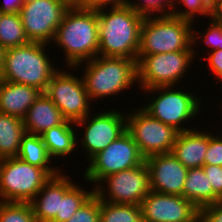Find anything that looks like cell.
<instances>
[{"label": "cell", "instance_id": "35", "mask_svg": "<svg viewBox=\"0 0 222 222\" xmlns=\"http://www.w3.org/2000/svg\"><path fill=\"white\" fill-rule=\"evenodd\" d=\"M208 57H203L205 61L207 60L209 65V71L213 72L215 75V78L219 83L222 82V50L217 49L214 51H211L207 55Z\"/></svg>", "mask_w": 222, "mask_h": 222}, {"label": "cell", "instance_id": "42", "mask_svg": "<svg viewBox=\"0 0 222 222\" xmlns=\"http://www.w3.org/2000/svg\"><path fill=\"white\" fill-rule=\"evenodd\" d=\"M215 204L218 206V207H221L222 208V193L217 196V200L215 202Z\"/></svg>", "mask_w": 222, "mask_h": 222}, {"label": "cell", "instance_id": "40", "mask_svg": "<svg viewBox=\"0 0 222 222\" xmlns=\"http://www.w3.org/2000/svg\"><path fill=\"white\" fill-rule=\"evenodd\" d=\"M68 8H85L86 0H60Z\"/></svg>", "mask_w": 222, "mask_h": 222}, {"label": "cell", "instance_id": "29", "mask_svg": "<svg viewBox=\"0 0 222 222\" xmlns=\"http://www.w3.org/2000/svg\"><path fill=\"white\" fill-rule=\"evenodd\" d=\"M0 222H37L30 203L0 201Z\"/></svg>", "mask_w": 222, "mask_h": 222}, {"label": "cell", "instance_id": "15", "mask_svg": "<svg viewBox=\"0 0 222 222\" xmlns=\"http://www.w3.org/2000/svg\"><path fill=\"white\" fill-rule=\"evenodd\" d=\"M140 207L143 222H200V210L183 196L151 190Z\"/></svg>", "mask_w": 222, "mask_h": 222}, {"label": "cell", "instance_id": "39", "mask_svg": "<svg viewBox=\"0 0 222 222\" xmlns=\"http://www.w3.org/2000/svg\"><path fill=\"white\" fill-rule=\"evenodd\" d=\"M210 17L213 21L222 24V0H218L215 7L210 11Z\"/></svg>", "mask_w": 222, "mask_h": 222}, {"label": "cell", "instance_id": "14", "mask_svg": "<svg viewBox=\"0 0 222 222\" xmlns=\"http://www.w3.org/2000/svg\"><path fill=\"white\" fill-rule=\"evenodd\" d=\"M68 9L60 0L25 2L19 15L28 40L51 45Z\"/></svg>", "mask_w": 222, "mask_h": 222}, {"label": "cell", "instance_id": "5", "mask_svg": "<svg viewBox=\"0 0 222 222\" xmlns=\"http://www.w3.org/2000/svg\"><path fill=\"white\" fill-rule=\"evenodd\" d=\"M182 90L176 86H160L141 90L146 93L144 95L147 97L145 104L141 107L152 117L173 127L178 132L196 128L194 126L186 128L184 123L187 121L193 123L192 119L196 120L194 118L199 117L197 114L201 113L200 108L204 104L202 97H198L192 90L190 92Z\"/></svg>", "mask_w": 222, "mask_h": 222}, {"label": "cell", "instance_id": "2", "mask_svg": "<svg viewBox=\"0 0 222 222\" xmlns=\"http://www.w3.org/2000/svg\"><path fill=\"white\" fill-rule=\"evenodd\" d=\"M98 55L137 60L144 17L129 5L97 11Z\"/></svg>", "mask_w": 222, "mask_h": 222}, {"label": "cell", "instance_id": "3", "mask_svg": "<svg viewBox=\"0 0 222 222\" xmlns=\"http://www.w3.org/2000/svg\"><path fill=\"white\" fill-rule=\"evenodd\" d=\"M77 68H84L81 76L92 102L121 95L138 83L137 60L134 59L98 55Z\"/></svg>", "mask_w": 222, "mask_h": 222}, {"label": "cell", "instance_id": "7", "mask_svg": "<svg viewBox=\"0 0 222 222\" xmlns=\"http://www.w3.org/2000/svg\"><path fill=\"white\" fill-rule=\"evenodd\" d=\"M196 48H193L194 51L143 55L137 61L139 90L180 85L184 75L191 70L195 56H198Z\"/></svg>", "mask_w": 222, "mask_h": 222}, {"label": "cell", "instance_id": "37", "mask_svg": "<svg viewBox=\"0 0 222 222\" xmlns=\"http://www.w3.org/2000/svg\"><path fill=\"white\" fill-rule=\"evenodd\" d=\"M200 222H222V208L215 203L200 210Z\"/></svg>", "mask_w": 222, "mask_h": 222}, {"label": "cell", "instance_id": "38", "mask_svg": "<svg viewBox=\"0 0 222 222\" xmlns=\"http://www.w3.org/2000/svg\"><path fill=\"white\" fill-rule=\"evenodd\" d=\"M1 13H20L21 7L25 3L24 0H4L0 2Z\"/></svg>", "mask_w": 222, "mask_h": 222}, {"label": "cell", "instance_id": "1", "mask_svg": "<svg viewBox=\"0 0 222 222\" xmlns=\"http://www.w3.org/2000/svg\"><path fill=\"white\" fill-rule=\"evenodd\" d=\"M60 47L65 58L63 65L76 67L98 56L99 34L97 11L69 8L56 30L51 45Z\"/></svg>", "mask_w": 222, "mask_h": 222}, {"label": "cell", "instance_id": "9", "mask_svg": "<svg viewBox=\"0 0 222 222\" xmlns=\"http://www.w3.org/2000/svg\"><path fill=\"white\" fill-rule=\"evenodd\" d=\"M66 68L65 71L59 67L44 93L58 107L66 120L76 122L93 112V102L87 93L82 76H76L75 72L69 73L70 70L74 71L75 67Z\"/></svg>", "mask_w": 222, "mask_h": 222}, {"label": "cell", "instance_id": "8", "mask_svg": "<svg viewBox=\"0 0 222 222\" xmlns=\"http://www.w3.org/2000/svg\"><path fill=\"white\" fill-rule=\"evenodd\" d=\"M51 177L18 157L0 159V201L29 203Z\"/></svg>", "mask_w": 222, "mask_h": 222}, {"label": "cell", "instance_id": "28", "mask_svg": "<svg viewBox=\"0 0 222 222\" xmlns=\"http://www.w3.org/2000/svg\"><path fill=\"white\" fill-rule=\"evenodd\" d=\"M217 1L218 0H174L172 15L181 19L189 20L194 24L197 20V15L202 16V18L203 16L205 18H210V11L215 7ZM179 3L181 4L179 7L185 6L184 10L176 7Z\"/></svg>", "mask_w": 222, "mask_h": 222}, {"label": "cell", "instance_id": "13", "mask_svg": "<svg viewBox=\"0 0 222 222\" xmlns=\"http://www.w3.org/2000/svg\"><path fill=\"white\" fill-rule=\"evenodd\" d=\"M100 111L94 115L90 113L75 122L76 127L84 128L81 129L83 132L80 131L77 135V143L80 142L88 161L126 132V112L111 108Z\"/></svg>", "mask_w": 222, "mask_h": 222}, {"label": "cell", "instance_id": "30", "mask_svg": "<svg viewBox=\"0 0 222 222\" xmlns=\"http://www.w3.org/2000/svg\"><path fill=\"white\" fill-rule=\"evenodd\" d=\"M209 20L210 22H208L209 24L207 23L204 31L196 30L195 27L192 29V47L194 48L196 45H200L199 43L203 42L208 47L207 53L217 49L222 50V24L213 21L211 18H209ZM200 40L202 41L198 42Z\"/></svg>", "mask_w": 222, "mask_h": 222}, {"label": "cell", "instance_id": "18", "mask_svg": "<svg viewBox=\"0 0 222 222\" xmlns=\"http://www.w3.org/2000/svg\"><path fill=\"white\" fill-rule=\"evenodd\" d=\"M207 150L208 132L193 128L178 133L171 153L189 169L204 165Z\"/></svg>", "mask_w": 222, "mask_h": 222}, {"label": "cell", "instance_id": "12", "mask_svg": "<svg viewBox=\"0 0 222 222\" xmlns=\"http://www.w3.org/2000/svg\"><path fill=\"white\" fill-rule=\"evenodd\" d=\"M150 191L149 170L145 161L134 168L103 178L94 187V194L100 200L136 206H140Z\"/></svg>", "mask_w": 222, "mask_h": 222}, {"label": "cell", "instance_id": "11", "mask_svg": "<svg viewBox=\"0 0 222 222\" xmlns=\"http://www.w3.org/2000/svg\"><path fill=\"white\" fill-rule=\"evenodd\" d=\"M126 131L132 136L145 159L156 154L171 153L179 133L152 117L142 107L126 113Z\"/></svg>", "mask_w": 222, "mask_h": 222}, {"label": "cell", "instance_id": "19", "mask_svg": "<svg viewBox=\"0 0 222 222\" xmlns=\"http://www.w3.org/2000/svg\"><path fill=\"white\" fill-rule=\"evenodd\" d=\"M41 93L33 86L0 80V112L23 119Z\"/></svg>", "mask_w": 222, "mask_h": 222}, {"label": "cell", "instance_id": "41", "mask_svg": "<svg viewBox=\"0 0 222 222\" xmlns=\"http://www.w3.org/2000/svg\"><path fill=\"white\" fill-rule=\"evenodd\" d=\"M4 54H5V49H3L0 46V75L3 71V67H4Z\"/></svg>", "mask_w": 222, "mask_h": 222}, {"label": "cell", "instance_id": "10", "mask_svg": "<svg viewBox=\"0 0 222 222\" xmlns=\"http://www.w3.org/2000/svg\"><path fill=\"white\" fill-rule=\"evenodd\" d=\"M144 161L138 146L126 131L88 161L83 178L95 187L103 178L134 168Z\"/></svg>", "mask_w": 222, "mask_h": 222}, {"label": "cell", "instance_id": "22", "mask_svg": "<svg viewBox=\"0 0 222 222\" xmlns=\"http://www.w3.org/2000/svg\"><path fill=\"white\" fill-rule=\"evenodd\" d=\"M183 197L191 201L199 210L216 202L217 196L202 167L188 169L183 186Z\"/></svg>", "mask_w": 222, "mask_h": 222}, {"label": "cell", "instance_id": "21", "mask_svg": "<svg viewBox=\"0 0 222 222\" xmlns=\"http://www.w3.org/2000/svg\"><path fill=\"white\" fill-rule=\"evenodd\" d=\"M75 127V122L65 120L61 125L50 128L40 135L52 159L58 160V157H67L77 151L79 129Z\"/></svg>", "mask_w": 222, "mask_h": 222}, {"label": "cell", "instance_id": "25", "mask_svg": "<svg viewBox=\"0 0 222 222\" xmlns=\"http://www.w3.org/2000/svg\"><path fill=\"white\" fill-rule=\"evenodd\" d=\"M28 40L19 13H2L0 18V46L3 49L23 46Z\"/></svg>", "mask_w": 222, "mask_h": 222}, {"label": "cell", "instance_id": "36", "mask_svg": "<svg viewBox=\"0 0 222 222\" xmlns=\"http://www.w3.org/2000/svg\"><path fill=\"white\" fill-rule=\"evenodd\" d=\"M131 0H86L85 9L99 11L114 7H122L130 4Z\"/></svg>", "mask_w": 222, "mask_h": 222}, {"label": "cell", "instance_id": "26", "mask_svg": "<svg viewBox=\"0 0 222 222\" xmlns=\"http://www.w3.org/2000/svg\"><path fill=\"white\" fill-rule=\"evenodd\" d=\"M85 187L74 184L60 199L59 214L51 222H67L74 213L94 194V187L84 190Z\"/></svg>", "mask_w": 222, "mask_h": 222}, {"label": "cell", "instance_id": "34", "mask_svg": "<svg viewBox=\"0 0 222 222\" xmlns=\"http://www.w3.org/2000/svg\"><path fill=\"white\" fill-rule=\"evenodd\" d=\"M202 168L208 177L214 194L219 196L222 193V166L204 164Z\"/></svg>", "mask_w": 222, "mask_h": 222}, {"label": "cell", "instance_id": "24", "mask_svg": "<svg viewBox=\"0 0 222 222\" xmlns=\"http://www.w3.org/2000/svg\"><path fill=\"white\" fill-rule=\"evenodd\" d=\"M17 157L31 165L46 169L52 176L61 172L58 167L50 165L53 164V159L40 135L26 133L22 137Z\"/></svg>", "mask_w": 222, "mask_h": 222}, {"label": "cell", "instance_id": "31", "mask_svg": "<svg viewBox=\"0 0 222 222\" xmlns=\"http://www.w3.org/2000/svg\"><path fill=\"white\" fill-rule=\"evenodd\" d=\"M173 3L174 0H131L129 6L138 15L146 18L172 15Z\"/></svg>", "mask_w": 222, "mask_h": 222}, {"label": "cell", "instance_id": "6", "mask_svg": "<svg viewBox=\"0 0 222 222\" xmlns=\"http://www.w3.org/2000/svg\"><path fill=\"white\" fill-rule=\"evenodd\" d=\"M192 26L193 22L173 15L144 18L137 61L143 55L194 51Z\"/></svg>", "mask_w": 222, "mask_h": 222}, {"label": "cell", "instance_id": "33", "mask_svg": "<svg viewBox=\"0 0 222 222\" xmlns=\"http://www.w3.org/2000/svg\"><path fill=\"white\" fill-rule=\"evenodd\" d=\"M214 133L215 131H208V150L206 151L204 164L222 166V131L221 134Z\"/></svg>", "mask_w": 222, "mask_h": 222}, {"label": "cell", "instance_id": "32", "mask_svg": "<svg viewBox=\"0 0 222 222\" xmlns=\"http://www.w3.org/2000/svg\"><path fill=\"white\" fill-rule=\"evenodd\" d=\"M67 222H101L100 199L93 194Z\"/></svg>", "mask_w": 222, "mask_h": 222}, {"label": "cell", "instance_id": "4", "mask_svg": "<svg viewBox=\"0 0 222 222\" xmlns=\"http://www.w3.org/2000/svg\"><path fill=\"white\" fill-rule=\"evenodd\" d=\"M49 44L30 42L8 48L4 54V67L0 80L33 86L45 92L53 74L59 69L47 53Z\"/></svg>", "mask_w": 222, "mask_h": 222}, {"label": "cell", "instance_id": "23", "mask_svg": "<svg viewBox=\"0 0 222 222\" xmlns=\"http://www.w3.org/2000/svg\"><path fill=\"white\" fill-rule=\"evenodd\" d=\"M25 134L23 119L0 112V159L17 157Z\"/></svg>", "mask_w": 222, "mask_h": 222}, {"label": "cell", "instance_id": "27", "mask_svg": "<svg viewBox=\"0 0 222 222\" xmlns=\"http://www.w3.org/2000/svg\"><path fill=\"white\" fill-rule=\"evenodd\" d=\"M101 222H143L140 206L100 200Z\"/></svg>", "mask_w": 222, "mask_h": 222}, {"label": "cell", "instance_id": "20", "mask_svg": "<svg viewBox=\"0 0 222 222\" xmlns=\"http://www.w3.org/2000/svg\"><path fill=\"white\" fill-rule=\"evenodd\" d=\"M65 120L58 107L42 92L27 111L23 124L26 133L41 135Z\"/></svg>", "mask_w": 222, "mask_h": 222}, {"label": "cell", "instance_id": "16", "mask_svg": "<svg viewBox=\"0 0 222 222\" xmlns=\"http://www.w3.org/2000/svg\"><path fill=\"white\" fill-rule=\"evenodd\" d=\"M150 189L154 192L183 196L188 168L172 153L156 154L145 159Z\"/></svg>", "mask_w": 222, "mask_h": 222}, {"label": "cell", "instance_id": "17", "mask_svg": "<svg viewBox=\"0 0 222 222\" xmlns=\"http://www.w3.org/2000/svg\"><path fill=\"white\" fill-rule=\"evenodd\" d=\"M64 173L52 176L29 202L37 222H51L59 214L60 199L75 184Z\"/></svg>", "mask_w": 222, "mask_h": 222}]
</instances>
